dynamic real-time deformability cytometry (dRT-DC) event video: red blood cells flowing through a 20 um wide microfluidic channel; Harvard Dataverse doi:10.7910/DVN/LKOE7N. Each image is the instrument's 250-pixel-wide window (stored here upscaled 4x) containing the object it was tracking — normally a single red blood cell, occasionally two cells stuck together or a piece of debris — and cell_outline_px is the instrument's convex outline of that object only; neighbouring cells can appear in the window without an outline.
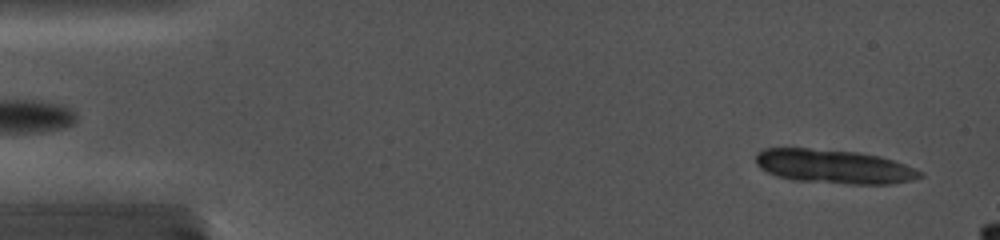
{"species": "common noctule bat (a hibernating species)", "species_latin": "Nyctalus noctula", "temperature_condition": "cold", "stored_images_in_passage": 9, "camera_frame_rate_fps": 5000, "um_per_image_px": 0.085, "animal": {"sex": "female", "body_mass_g": 19.0, "forearm_length_mm": 56.7}, "frame": {"image": 1, "passage_image": 4, "time_ms": 0.6, "image_size_px": [1000, 240], "cell_outline_px": [[924, 176], [912, 180], [888, 184], [848, 184], [792, 180], [776, 176], [760, 168], [756, 164], [756, 152], [764, 148], [808, 148], [856, 152], [880, 156], [904, 164], [924, 172]], "centroid_in_image_um": [70.87, 14.16], "position_along_channel_um": 14.1, "area_um2": 32.6}}